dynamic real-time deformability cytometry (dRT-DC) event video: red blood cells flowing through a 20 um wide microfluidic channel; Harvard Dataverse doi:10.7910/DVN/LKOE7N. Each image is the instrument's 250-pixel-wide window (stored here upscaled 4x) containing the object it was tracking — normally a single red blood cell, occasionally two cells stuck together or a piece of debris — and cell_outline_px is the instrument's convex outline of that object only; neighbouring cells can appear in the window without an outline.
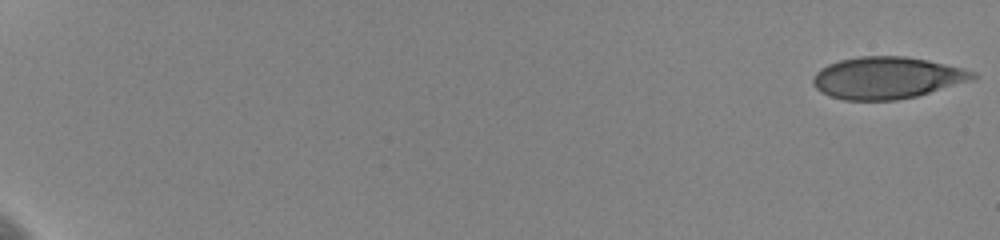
{"species": "human", "species_latin": "Homo sapiens", "temperature_condition": "cold", "stored_images_in_passage": 59, "camera_frame_rate_fps": 3000, "um_per_image_px": 0.085, "donor": {"sex": "female"}, "frame": {"image": 1, "passage_image": 1, "time_ms": 0.0, "image_size_px": [1000, 240], "cell_outline_px": [[980, 76], [968, 80], [916, 96], [896, 100], [844, 100], [820, 92], [812, 84], [812, 80], [816, 72], [820, 68], [828, 64], [840, 60], [860, 56], [904, 56], [928, 60], [964, 68], [976, 72]], "centroid_in_image_um": [75.36, 6.6], "position_along_channel_um": 9.6, "area_um2": 38.78}}
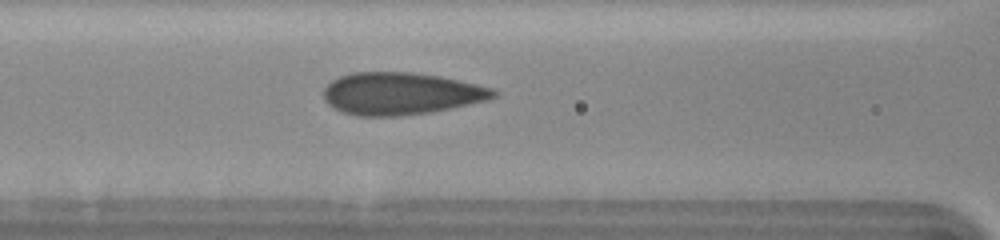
{"frame": {"image": 2, "passage_image": 29, "time_ms": 9.333, "image_size_px": [1000, 240], "cell_outline_px": [[500, 92], [496, 96], [484, 100], [448, 108], [428, 112], [396, 116], [360, 116], [344, 112], [328, 104], [324, 100], [324, 88], [332, 80], [340, 76], [352, 72], [412, 72], [440, 76], [476, 84], [492, 88]], "centroid_in_image_um": [34.05, 7.94], "position_along_channel_um": 132.6, "area_um2": 41.38}}
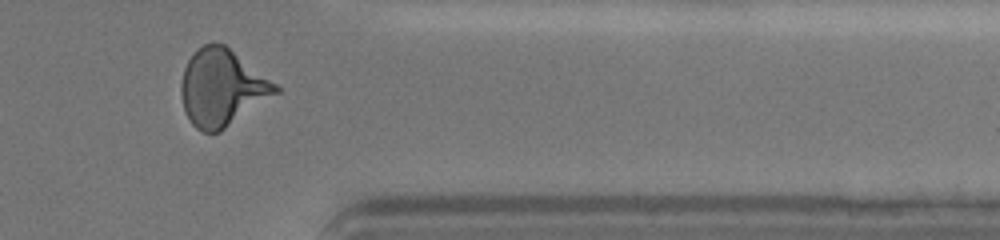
{"frame": {"image": 3, "passage_image": 51, "time_ms": 16.667, "image_size_px": [1000, 240], "cell_outline_px": [[280, 92], [220, 132], [204, 132], [196, 128], [192, 124], [184, 108], [180, 92], [180, 84], [184, 68], [188, 60], [204, 44], [224, 44], [276, 84], [280, 88]], "centroid_in_image_um": [18.86, 7.49], "position_along_channel_um": 392.5, "area_um2": 41.62}, "authors_computed_cell_mechanics": {"area_um2": 39.9976, "velocity_mm_per_s": 3.5957, "shape_relaxation_time_tau1_ms": 9.5496, "shape_relaxation_time_tau2_ms": 0.8016, "deformation_change_tau1": 0.1778, "deformation_change_tau2": 0.0618}}